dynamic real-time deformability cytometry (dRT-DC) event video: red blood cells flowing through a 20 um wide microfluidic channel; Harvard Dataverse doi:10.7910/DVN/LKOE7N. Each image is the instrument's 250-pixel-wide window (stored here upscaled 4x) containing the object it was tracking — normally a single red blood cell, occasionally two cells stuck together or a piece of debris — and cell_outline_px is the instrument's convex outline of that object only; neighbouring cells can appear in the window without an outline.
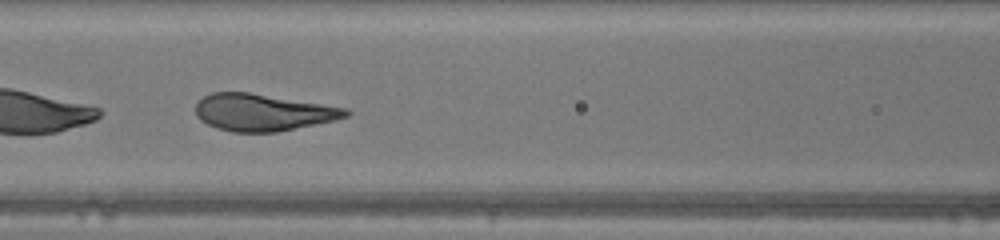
{"species": "human", "species_latin": "Homo sapiens", "temperature_condition": "warm", "stored_images_in_passage": 46, "segment_of_instrument_passage": [2, 2], "camera_frame_rate_fps": 3000, "um_per_image_px": 0.085, "donor": {"sex": "male"}, "frame": {"image": 1, "passage_image": 20, "time_ms": 6.333, "image_size_px": [1000, 240], "cell_outline_px": [[352, 112], [348, 116], [336, 120], [276, 132], [232, 132], [216, 128], [200, 120], [196, 116], [196, 104], [204, 96], [212, 92], [248, 92], [348, 108]], "centroid_in_image_um": [22.35, 9.55], "position_along_channel_um": 144.3, "area_um2": 32.31}}
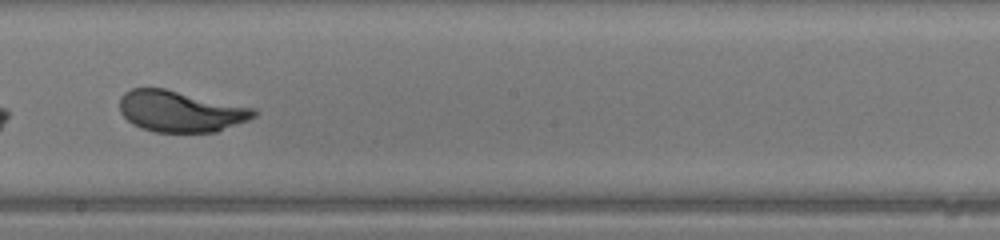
{"frame": {"image": 2, "passage_image": 26, "time_ms": 8.333, "image_size_px": [1000, 240], "cell_outline_px": [[260, 112], [256, 116], [248, 120], [216, 132], [156, 132], [140, 128], [132, 124], [120, 112], [120, 96], [124, 92], [132, 88], [164, 88], [256, 108]], "centroid_in_image_um": [15.36, 9.46], "position_along_channel_um": 232.8, "area_um2": 32.43}}
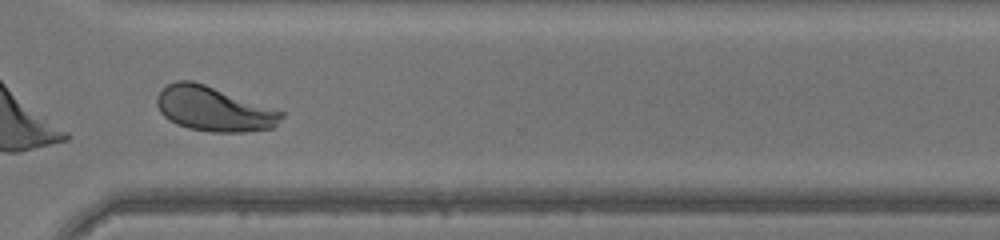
{"frame": {"image": 3, "passage_image": 34, "time_ms": 11.0, "image_size_px": [1000, 240], "cell_outline_px": [[284, 116], [272, 128], [244, 132], [212, 132], [188, 128], [176, 124], [168, 120], [160, 112], [156, 104], [156, 96], [168, 84], [176, 80], [192, 80], [204, 84], [284, 112]], "centroid_in_image_um": [18.13, 9.26], "position_along_channel_um": 352.5, "area_um2": 32.19}}